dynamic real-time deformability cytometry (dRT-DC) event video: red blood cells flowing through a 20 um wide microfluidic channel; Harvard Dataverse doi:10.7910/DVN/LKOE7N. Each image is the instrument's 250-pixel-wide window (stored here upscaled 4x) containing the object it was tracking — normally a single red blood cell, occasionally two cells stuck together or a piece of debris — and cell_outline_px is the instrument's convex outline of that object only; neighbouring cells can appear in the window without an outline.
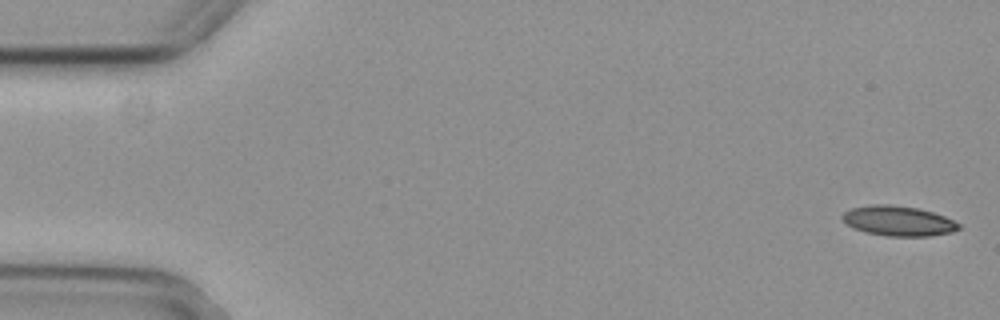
{"species": "common noctule bat (a hibernating species)", "species_latin": "Nyctalus noctula", "temperature_condition": "cold", "stored_images_in_passage": 5, "camera_frame_rate_fps": 3000, "um_per_image_px": 0.085, "animal": {"sex": "female", "body_mass_g": 29.2, "forearm_length_mm": 56.3}, "frame": {"image": 1, "passage_image": 1, "time_ms": 0.0, "image_size_px": [1000, 320], "cell_outline_px": [[960, 228], [952, 232], [928, 236], [888, 236], [868, 232], [852, 228], [840, 216], [844, 212], [852, 208], [876, 204], [888, 204], [916, 208], [932, 212], [944, 216], [960, 224]], "centroid_in_image_um": [76.35, 18.78], "position_along_channel_um": 8.6, "area_um2": 20.06}}
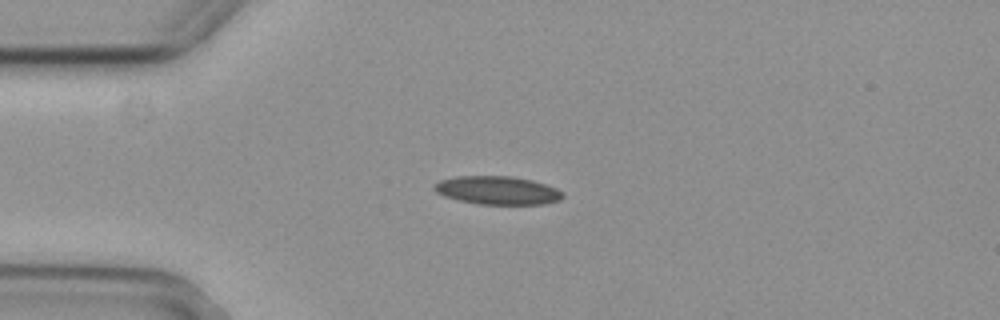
{"frame": {"image": 2, "passage_image": 3, "time_ms": 0.667, "image_size_px": [1000, 320], "cell_outline_px": [[564, 196], [560, 200], [544, 204], [480, 204], [460, 200], [444, 196], [436, 192], [432, 188], [440, 180], [456, 176], [512, 176], [532, 180], [556, 188], [564, 192]], "centroid_in_image_um": [42.3, 16.17], "position_along_channel_um": 42.7, "area_um2": 21.15}}
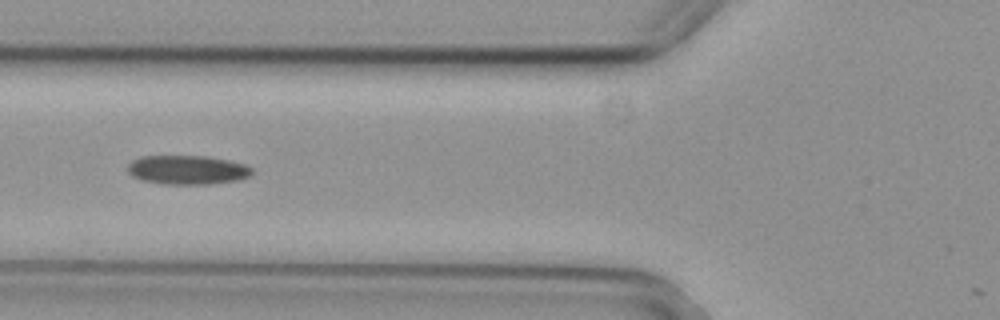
{"frame": {"image": 3, "passage_image": 5, "time_ms": 1.333, "image_size_px": [1000, 320], "cell_outline_px": [[252, 172], [248, 176], [240, 180], [208, 184], [160, 184], [144, 180], [132, 176], [128, 172], [128, 164], [132, 160], [140, 156], [208, 156], [228, 160], [244, 164], [252, 168]], "centroid_in_image_um": [15.91, 14.44], "position_along_channel_um": 109.9, "area_um2": 21.1}}